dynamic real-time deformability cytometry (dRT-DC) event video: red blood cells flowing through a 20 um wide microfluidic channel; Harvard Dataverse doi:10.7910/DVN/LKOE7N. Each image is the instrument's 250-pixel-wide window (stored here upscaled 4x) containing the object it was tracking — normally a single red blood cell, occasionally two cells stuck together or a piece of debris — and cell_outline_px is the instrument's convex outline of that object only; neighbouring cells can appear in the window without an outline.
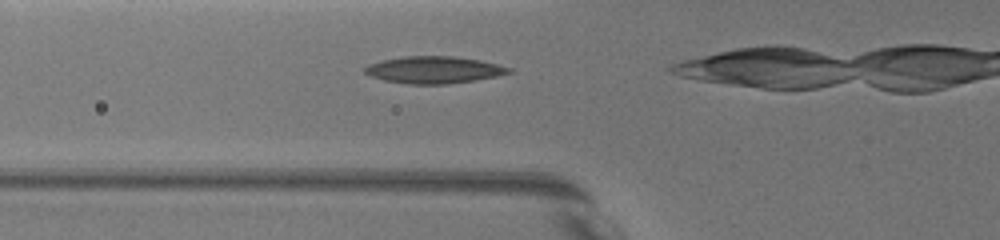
{"species": "common noctule bat (a hibernating species)", "species_latin": "Nyctalus noctula", "temperature_condition": "warm", "stored_images_in_passage": 23, "camera_frame_rate_fps": 3000, "um_per_image_px": 0.085, "animal": {"sex": "female", "body_mass_g": 19.5, "forearm_length_mm": 54.1}, "frame": {"image": 1, "passage_image": 21, "time_ms": 4.333, "image_size_px": [1000, 240], "cell_outline_px": [[512, 72], [496, 76], [448, 84], [408, 84], [384, 80], [372, 76], [364, 72], [364, 68], [368, 64], [380, 60], [404, 56], [452, 56], [480, 60], [512, 68]], "centroid_in_image_um": [36.85, 5.93], "position_along_channel_um": 88.9, "area_um2": 22.54}}